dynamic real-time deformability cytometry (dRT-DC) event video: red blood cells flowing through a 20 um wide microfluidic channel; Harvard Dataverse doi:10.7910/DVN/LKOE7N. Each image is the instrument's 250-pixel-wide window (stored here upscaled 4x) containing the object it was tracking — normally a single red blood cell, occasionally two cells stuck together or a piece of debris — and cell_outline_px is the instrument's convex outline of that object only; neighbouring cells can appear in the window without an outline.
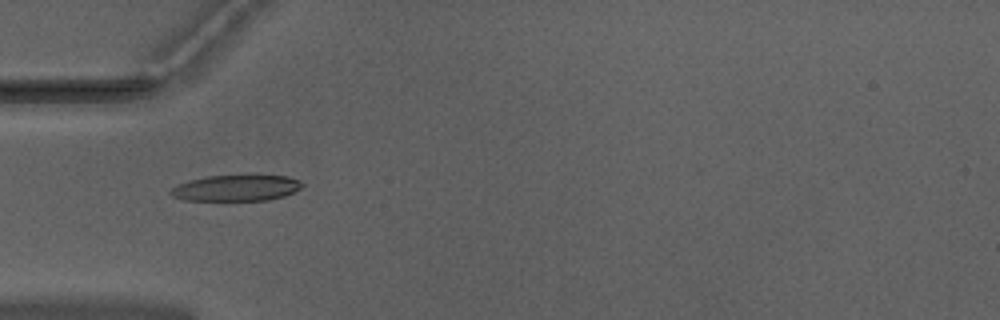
{"species": "Egyptian fruit bat (a non-hibernating species)", "species_latin": "Rousettus aegyptiacus", "temperature_condition": "warm", "stored_images_in_passage": 47, "camera_frame_rate_fps": 3000, "um_per_image_px": 0.085, "animal": {"sex": "male"}, "frame": {"image": 1, "passage_image": 12, "time_ms": 3.667, "image_size_px": [1000, 320], "cell_outline_px": [[304, 184], [300, 188], [284, 196], [268, 200], [184, 200], [172, 196], [168, 192], [172, 188], [188, 180], [208, 176], [288, 176], [300, 180]], "centroid_in_image_um": [20.07, 15.98], "position_along_channel_um": 64.9, "area_um2": 19.71}}
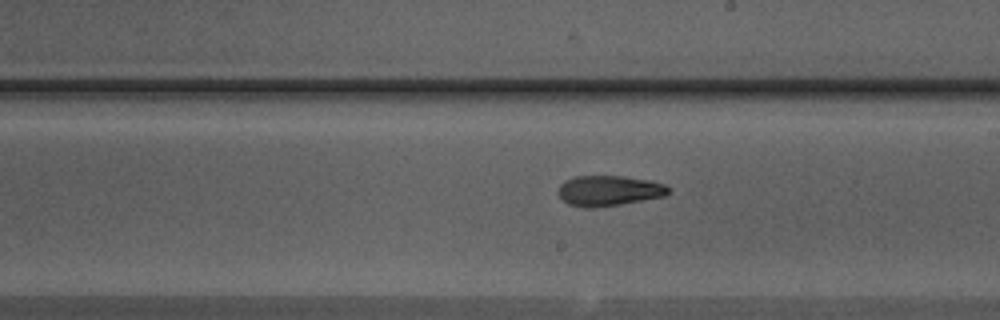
{"frame": {"image": 2, "passage_image": 25, "time_ms": 8.0, "image_size_px": [1000, 320], "cell_outline_px": [[668, 192], [664, 196], [620, 204], [592, 208], [584, 208], [568, 204], [560, 196], [560, 184], [564, 180], [576, 176], [624, 176], [648, 180], [664, 184], [668, 188]], "centroid_in_image_um": [51.73, 16.2], "position_along_channel_um": 237.3, "area_um2": 19.25}}
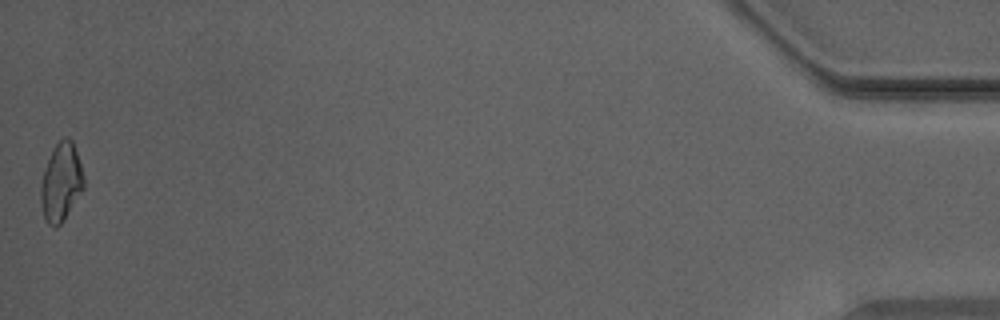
{"frame": {"image": 3, "passage_image": 47, "time_ms": 15.333, "image_size_px": [1000, 320], "cell_outline_px": [[84, 188], [64, 220], [60, 224], [48, 224], [44, 216], [40, 204], [40, 188], [44, 168], [56, 144], [64, 136], [68, 136], [72, 140], [84, 176]], "centroid_in_image_um": [5.19, 15.48], "position_along_channel_um": 430.0, "area_um2": 19.36}, "authors_computed_cell_mechanics": {"area_um2": 19.5364, "velocity_mm_per_s": 3.9895, "shape_relaxation_time_tau1_ms": null, "shape_relaxation_time_tau2_ms": 2.828, "deformation_change_tau1": null, "deformation_change_tau2": 0.1047}}